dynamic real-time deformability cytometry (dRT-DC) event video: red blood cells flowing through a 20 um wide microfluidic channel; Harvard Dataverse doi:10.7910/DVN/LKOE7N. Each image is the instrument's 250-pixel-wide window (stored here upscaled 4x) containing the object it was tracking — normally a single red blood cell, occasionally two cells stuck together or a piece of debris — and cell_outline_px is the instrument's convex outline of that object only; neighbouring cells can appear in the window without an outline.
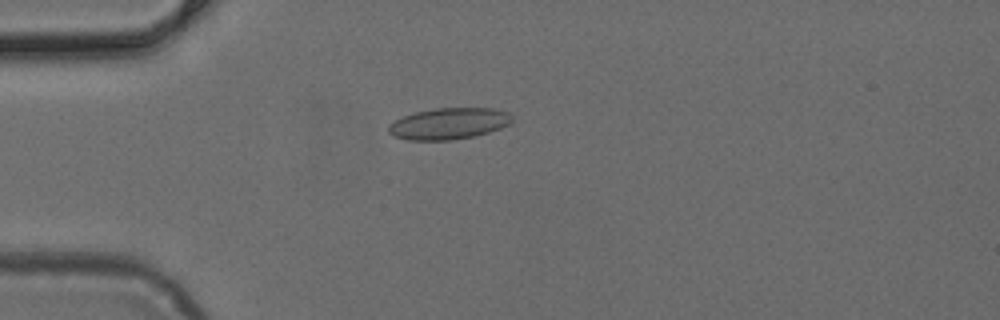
{"species": "common noctule bat (a hibernating species)", "species_latin": "Nyctalus noctula", "temperature_condition": "cold", "stored_images_in_passage": 4, "camera_frame_rate_fps": 3000, "um_per_image_px": 0.085, "animal": {"sex": "female", "body_mass_g": 24.6, "forearm_length_mm": 56.2}, "frame": {"image": 1, "passage_image": 4, "time_ms": 1.0, "image_size_px": [1000, 320], "cell_outline_px": [[512, 120], [508, 124], [500, 128], [476, 136], [452, 140], [408, 140], [392, 136], [388, 132], [388, 124], [404, 116], [416, 112], [436, 108], [492, 108], [508, 112], [512, 116]], "centroid_in_image_um": [38.13, 10.51], "position_along_channel_um": 46.9, "area_um2": 22.6}}